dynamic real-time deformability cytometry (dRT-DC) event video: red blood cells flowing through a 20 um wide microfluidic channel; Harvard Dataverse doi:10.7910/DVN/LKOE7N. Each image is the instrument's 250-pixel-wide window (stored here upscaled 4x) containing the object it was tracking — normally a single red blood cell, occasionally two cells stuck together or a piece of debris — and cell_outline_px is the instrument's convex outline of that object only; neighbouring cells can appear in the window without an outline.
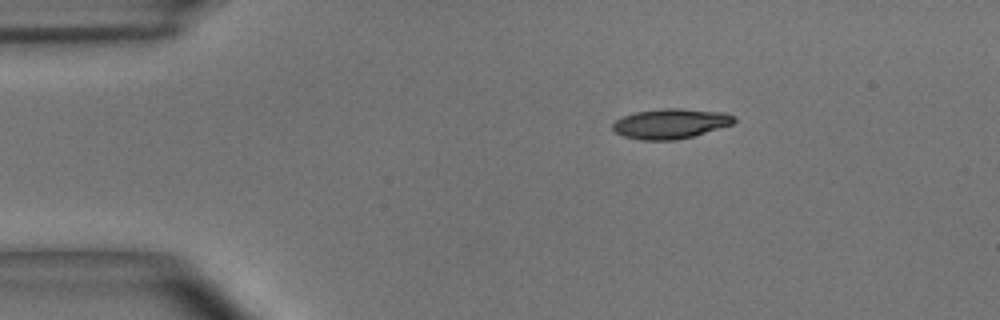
{"species": "common noctule bat (a hibernating species)", "species_latin": "Nyctalus noctula", "temperature_condition": "room temperature", "stored_images_in_passage": 44, "camera_frame_rate_fps": 3000, "um_per_image_px": 0.085, "animal": {"sex": "male", "body_mass_g": 15.6}, "frame": {"image": 1, "passage_image": 1, "time_ms": 0.0, "image_size_px": [1000, 320], "cell_outline_px": [[736, 120], [732, 124], [692, 136], [676, 140], [640, 140], [624, 136], [616, 132], [612, 128], [612, 124], [616, 120], [624, 116], [636, 112], [664, 108], [680, 108], [724, 112], [736, 116]], "centroid_in_image_um": [57.01, 10.5], "position_along_channel_um": 28.0, "area_um2": 21.1}}
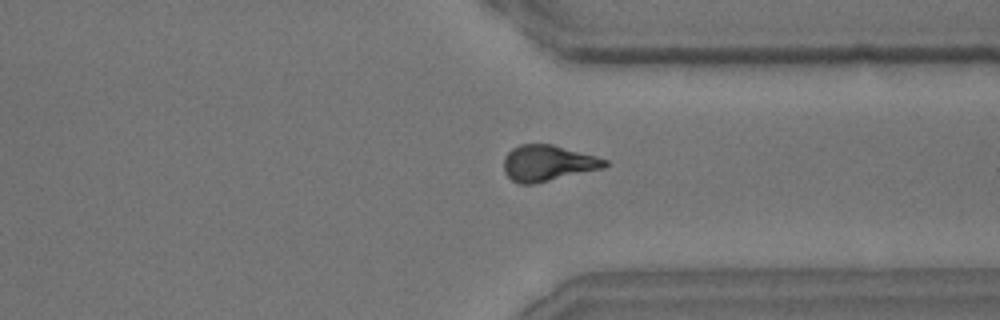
{"frame": {"image": 2, "passage_image": 33, "time_ms": 10.667, "image_size_px": [1000, 320], "cell_outline_px": [[608, 164], [604, 168], [532, 184], [520, 184], [512, 180], [504, 172], [504, 156], [512, 148], [520, 144], [552, 144], [596, 156], [608, 160]], "centroid_in_image_um": [46.55, 13.86], "position_along_channel_um": 364.8, "area_um2": 21.1}}
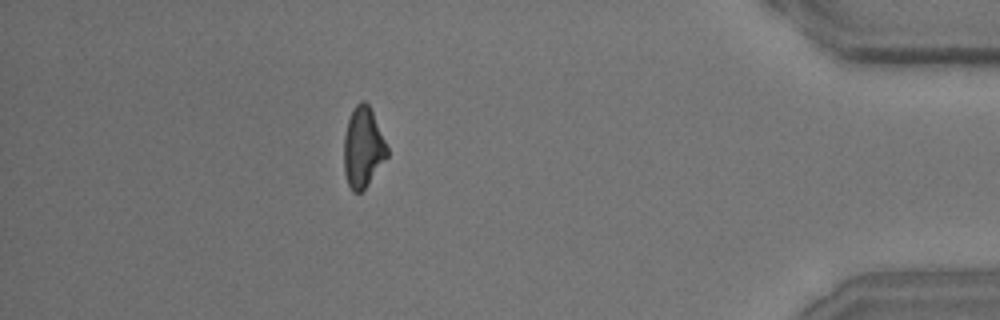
{"frame": {"image": 3, "passage_image": 40, "time_ms": 13.0, "image_size_px": [1000, 320], "cell_outline_px": [[388, 156], [364, 188], [360, 192], [352, 192], [348, 184], [344, 172], [344, 136], [348, 120], [356, 104], [360, 100], [364, 100], [368, 104], [372, 112], [388, 148]], "centroid_in_image_um": [30.84, 12.53], "position_along_channel_um": 404.4, "area_um2": 19.88}, "authors_computed_cell_mechanics": {"area_um2": 21.1259, "velocity_mm_per_s": 3.6591, "shape_relaxation_time_tau1_ms": 3.6474, "shape_relaxation_time_tau2_ms": 2.9937, "deformation_change_tau1": 0.1267, "deformation_change_tau2": 0.1041}}